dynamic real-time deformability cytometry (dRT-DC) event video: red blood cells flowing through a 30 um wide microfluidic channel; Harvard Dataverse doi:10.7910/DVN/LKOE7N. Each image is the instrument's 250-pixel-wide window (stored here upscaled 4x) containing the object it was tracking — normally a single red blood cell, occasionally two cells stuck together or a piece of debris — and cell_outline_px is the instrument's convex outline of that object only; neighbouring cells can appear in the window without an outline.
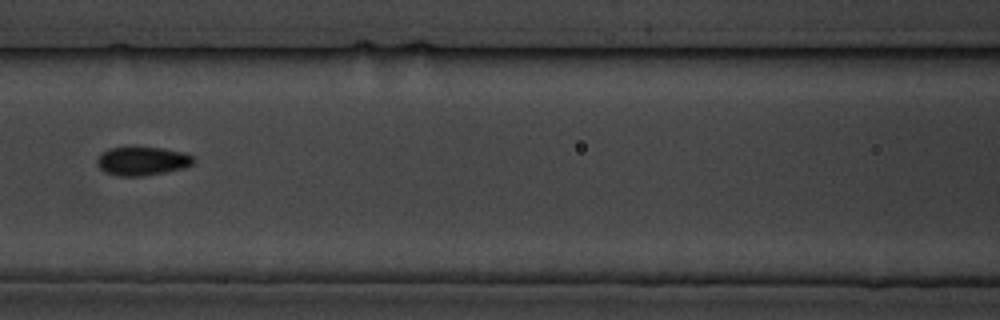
{"species": "common noctule bat (a hibernating species)", "species_latin": "Nyctalus noctula", "temperature_condition": "cold", "stored_images_in_passage": 11, "camera_frame_rate_fps": 3000, "um_per_image_px": 0.085, "animal": {"sex": "male", "body_mass_g": 19.5, "forearm_length_mm": 54.6}, "frame": {"image": 1, "passage_image": 7, "time_ms": 7.667, "image_size_px": [1000, 320], "cell_outline_px": [[196, 160], [192, 164], [184, 168], [144, 176], [116, 176], [104, 172], [96, 164], [96, 160], [104, 152], [112, 148], [160, 148], [184, 152], [192, 156]], "centroid_in_image_um": [12.1, 13.71], "position_along_channel_um": 154.5, "area_um2": 15.9}}
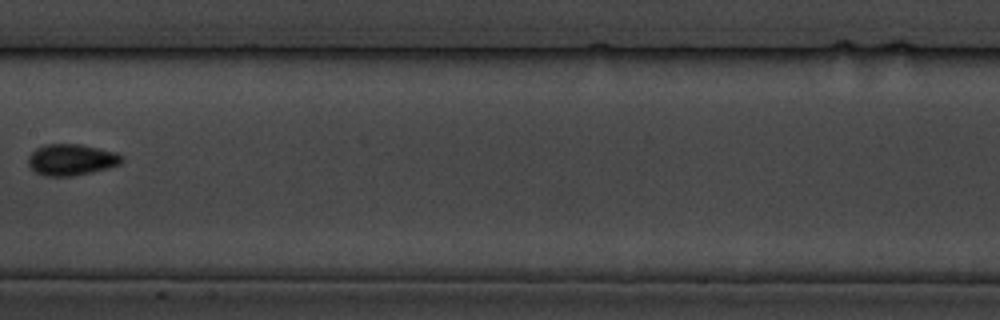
{"frame": {"image": 2, "passage_image": 8, "time_ms": 9.0, "image_size_px": [1000, 320], "cell_outline_px": [[124, 160], [120, 164], [108, 168], [92, 172], [72, 176], [44, 176], [36, 172], [28, 164], [28, 156], [36, 148], [44, 144], [80, 144], [116, 152], [124, 156]], "centroid_in_image_um": [6.08, 13.57], "position_along_channel_um": 201.3, "area_um2": 17.17}}
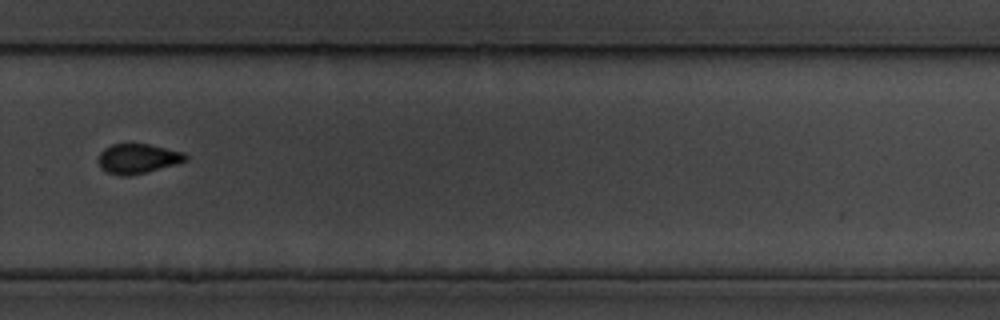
{"frame": {"image": 3, "passage_image": 11, "time_ms": 12.333, "image_size_px": [1000, 320], "cell_outline_px": [[188, 160], [176, 164], [148, 172], [128, 176], [120, 176], [108, 172], [100, 168], [96, 160], [100, 152], [104, 148], [112, 144], [148, 144], [184, 152], [188, 156]], "centroid_in_image_um": [11.69, 13.49], "position_along_channel_um": 318.1, "area_um2": 15.32}}